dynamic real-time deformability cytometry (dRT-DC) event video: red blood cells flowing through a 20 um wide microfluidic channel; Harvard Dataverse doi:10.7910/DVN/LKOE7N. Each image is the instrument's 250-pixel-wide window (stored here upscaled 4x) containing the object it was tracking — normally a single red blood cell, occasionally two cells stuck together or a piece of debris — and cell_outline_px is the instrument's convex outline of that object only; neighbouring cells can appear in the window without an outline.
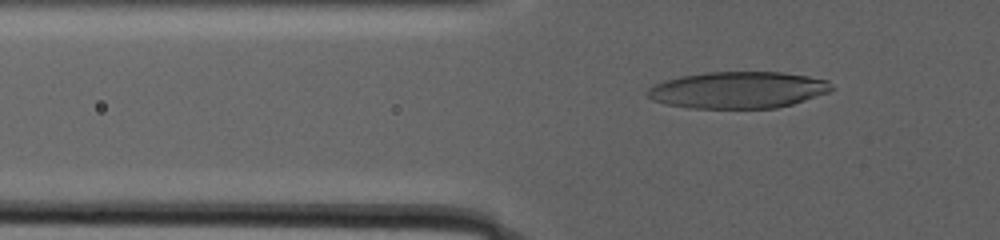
{"species": "human", "species_latin": "Homo sapiens", "temperature_condition": "warm", "stored_images_in_passage": 71, "camera_frame_rate_fps": 3000, "um_per_image_px": 0.085, "donor": {"sex": "male"}, "frame": {"image": 1, "passage_image": 2, "time_ms": 0.333, "image_size_px": [1000, 240], "cell_outline_px": [[836, 88], [828, 92], [792, 104], [776, 108], [688, 108], [664, 104], [652, 100], [648, 96], [648, 88], [664, 80], [680, 76], [708, 72], [784, 72], [808, 76], [828, 80]], "centroid_in_image_um": [62.74, 7.64], "position_along_channel_um": 63.1, "area_um2": 39.48}}
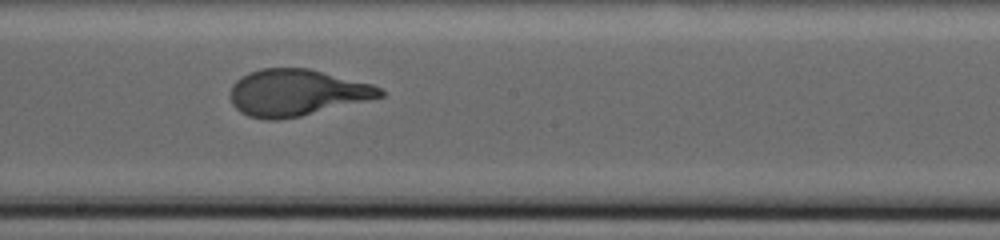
{"frame": {"image": 2, "passage_image": 42, "time_ms": 8.667, "image_size_px": [1000, 240], "cell_outline_px": [[384, 96], [300, 116], [276, 120], [264, 120], [248, 116], [240, 112], [232, 104], [232, 84], [240, 76], [248, 72], [260, 68], [308, 68], [372, 84], [380, 88], [384, 92]], "centroid_in_image_um": [25.18, 7.87], "position_along_channel_um": 223.0, "area_um2": 40.4}}
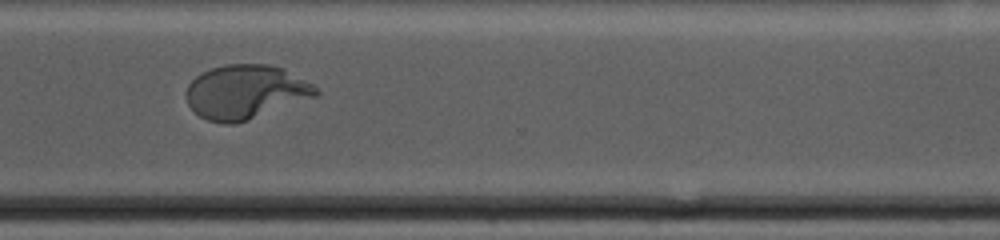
{"frame": {"image": 3, "passage_image": 70, "time_ms": 14.667, "image_size_px": [1000, 240], "cell_outline_px": [[320, 92], [316, 96], [236, 124], [220, 124], [208, 120], [200, 116], [188, 104], [184, 96], [184, 92], [188, 84], [196, 76], [212, 68], [224, 64], [268, 64], [284, 68], [312, 84]], "centroid_in_image_um": [20.84, 7.81], "position_along_channel_um": 349.8, "area_um2": 40.81}}